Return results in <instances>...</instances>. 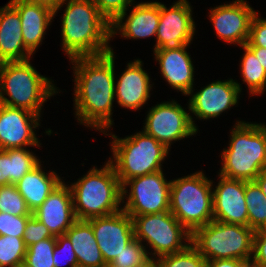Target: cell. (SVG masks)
<instances>
[{"instance_id":"cell-1","label":"cell","mask_w":266,"mask_h":267,"mask_svg":"<svg viewBox=\"0 0 266 267\" xmlns=\"http://www.w3.org/2000/svg\"><path fill=\"white\" fill-rule=\"evenodd\" d=\"M114 51L100 56L69 59L74 71V107L77 120L105 135L113 125L115 100Z\"/></svg>"},{"instance_id":"cell-2","label":"cell","mask_w":266,"mask_h":267,"mask_svg":"<svg viewBox=\"0 0 266 267\" xmlns=\"http://www.w3.org/2000/svg\"><path fill=\"white\" fill-rule=\"evenodd\" d=\"M66 2V3H65ZM67 4L62 14V48L70 59L100 56L111 51V24L92 0H64L56 9Z\"/></svg>"},{"instance_id":"cell-3","label":"cell","mask_w":266,"mask_h":267,"mask_svg":"<svg viewBox=\"0 0 266 267\" xmlns=\"http://www.w3.org/2000/svg\"><path fill=\"white\" fill-rule=\"evenodd\" d=\"M221 176L254 181L266 169V125L236 122L230 143L221 153Z\"/></svg>"},{"instance_id":"cell-4","label":"cell","mask_w":266,"mask_h":267,"mask_svg":"<svg viewBox=\"0 0 266 267\" xmlns=\"http://www.w3.org/2000/svg\"><path fill=\"white\" fill-rule=\"evenodd\" d=\"M70 189L77 220L104 217L122 210V186L109 161L100 169L94 166L71 183Z\"/></svg>"},{"instance_id":"cell-5","label":"cell","mask_w":266,"mask_h":267,"mask_svg":"<svg viewBox=\"0 0 266 267\" xmlns=\"http://www.w3.org/2000/svg\"><path fill=\"white\" fill-rule=\"evenodd\" d=\"M56 93L57 88L51 79L39 74L30 59L0 63L1 104L41 116L43 103Z\"/></svg>"},{"instance_id":"cell-6","label":"cell","mask_w":266,"mask_h":267,"mask_svg":"<svg viewBox=\"0 0 266 267\" xmlns=\"http://www.w3.org/2000/svg\"><path fill=\"white\" fill-rule=\"evenodd\" d=\"M113 141V158L109 162L114 167L121 185L131 178L152 174L162 170V162L169 154L162 143L143 131L125 138L110 133Z\"/></svg>"},{"instance_id":"cell-7","label":"cell","mask_w":266,"mask_h":267,"mask_svg":"<svg viewBox=\"0 0 266 267\" xmlns=\"http://www.w3.org/2000/svg\"><path fill=\"white\" fill-rule=\"evenodd\" d=\"M212 182L202 171L171 180L169 211L191 234L213 221Z\"/></svg>"},{"instance_id":"cell-8","label":"cell","mask_w":266,"mask_h":267,"mask_svg":"<svg viewBox=\"0 0 266 267\" xmlns=\"http://www.w3.org/2000/svg\"><path fill=\"white\" fill-rule=\"evenodd\" d=\"M254 233L249 226L213 220L191 234V244L205 261L248 260L252 258Z\"/></svg>"},{"instance_id":"cell-9","label":"cell","mask_w":266,"mask_h":267,"mask_svg":"<svg viewBox=\"0 0 266 267\" xmlns=\"http://www.w3.org/2000/svg\"><path fill=\"white\" fill-rule=\"evenodd\" d=\"M130 217L133 220L134 238L140 243L148 242L154 251L149 253L153 255L152 258L183 251L191 243V233L170 211Z\"/></svg>"},{"instance_id":"cell-10","label":"cell","mask_w":266,"mask_h":267,"mask_svg":"<svg viewBox=\"0 0 266 267\" xmlns=\"http://www.w3.org/2000/svg\"><path fill=\"white\" fill-rule=\"evenodd\" d=\"M121 186L122 204L125 203L122 210L129 216L162 213L170 209L171 180H166L163 170L131 178ZM125 197L127 202L124 201Z\"/></svg>"},{"instance_id":"cell-11","label":"cell","mask_w":266,"mask_h":267,"mask_svg":"<svg viewBox=\"0 0 266 267\" xmlns=\"http://www.w3.org/2000/svg\"><path fill=\"white\" fill-rule=\"evenodd\" d=\"M143 132L154 137L170 150L171 143L197 134L192 116L175 100L150 108Z\"/></svg>"},{"instance_id":"cell-12","label":"cell","mask_w":266,"mask_h":267,"mask_svg":"<svg viewBox=\"0 0 266 267\" xmlns=\"http://www.w3.org/2000/svg\"><path fill=\"white\" fill-rule=\"evenodd\" d=\"M191 8L187 0H177L170 8L160 2L154 50H172L190 45L196 28Z\"/></svg>"},{"instance_id":"cell-13","label":"cell","mask_w":266,"mask_h":267,"mask_svg":"<svg viewBox=\"0 0 266 267\" xmlns=\"http://www.w3.org/2000/svg\"><path fill=\"white\" fill-rule=\"evenodd\" d=\"M87 221L92 226L106 265L110 264L134 239L133 220L124 210Z\"/></svg>"},{"instance_id":"cell-14","label":"cell","mask_w":266,"mask_h":267,"mask_svg":"<svg viewBox=\"0 0 266 267\" xmlns=\"http://www.w3.org/2000/svg\"><path fill=\"white\" fill-rule=\"evenodd\" d=\"M256 13L247 1L235 0L210 9L209 18L220 40L242 46L249 39L251 21Z\"/></svg>"},{"instance_id":"cell-15","label":"cell","mask_w":266,"mask_h":267,"mask_svg":"<svg viewBox=\"0 0 266 267\" xmlns=\"http://www.w3.org/2000/svg\"><path fill=\"white\" fill-rule=\"evenodd\" d=\"M40 117L28 110L0 103V150L40 147L34 132L40 126Z\"/></svg>"},{"instance_id":"cell-16","label":"cell","mask_w":266,"mask_h":267,"mask_svg":"<svg viewBox=\"0 0 266 267\" xmlns=\"http://www.w3.org/2000/svg\"><path fill=\"white\" fill-rule=\"evenodd\" d=\"M241 89V84L233 79L211 82L198 92L188 94L192 96L188 109L199 119L216 118L238 104Z\"/></svg>"},{"instance_id":"cell-17","label":"cell","mask_w":266,"mask_h":267,"mask_svg":"<svg viewBox=\"0 0 266 267\" xmlns=\"http://www.w3.org/2000/svg\"><path fill=\"white\" fill-rule=\"evenodd\" d=\"M213 188V220L248 226V210L245 200V181L219 175Z\"/></svg>"},{"instance_id":"cell-18","label":"cell","mask_w":266,"mask_h":267,"mask_svg":"<svg viewBox=\"0 0 266 267\" xmlns=\"http://www.w3.org/2000/svg\"><path fill=\"white\" fill-rule=\"evenodd\" d=\"M69 184L61 181L32 215L41 221L53 236L65 234L77 221Z\"/></svg>"},{"instance_id":"cell-19","label":"cell","mask_w":266,"mask_h":267,"mask_svg":"<svg viewBox=\"0 0 266 267\" xmlns=\"http://www.w3.org/2000/svg\"><path fill=\"white\" fill-rule=\"evenodd\" d=\"M126 15L127 12L125 11L111 24V37L118 34L117 32L122 37L133 40L152 36L156 37L160 20V2L136 4L125 19Z\"/></svg>"},{"instance_id":"cell-20","label":"cell","mask_w":266,"mask_h":267,"mask_svg":"<svg viewBox=\"0 0 266 267\" xmlns=\"http://www.w3.org/2000/svg\"><path fill=\"white\" fill-rule=\"evenodd\" d=\"M142 66L141 59L127 63V69L115 80V99L123 108L139 110L150 98L152 84Z\"/></svg>"},{"instance_id":"cell-21","label":"cell","mask_w":266,"mask_h":267,"mask_svg":"<svg viewBox=\"0 0 266 267\" xmlns=\"http://www.w3.org/2000/svg\"><path fill=\"white\" fill-rule=\"evenodd\" d=\"M188 46L172 50H153L163 78L172 88L187 96L193 91L194 84V67L191 55L186 51Z\"/></svg>"},{"instance_id":"cell-22","label":"cell","mask_w":266,"mask_h":267,"mask_svg":"<svg viewBox=\"0 0 266 267\" xmlns=\"http://www.w3.org/2000/svg\"><path fill=\"white\" fill-rule=\"evenodd\" d=\"M18 10L9 2L0 8V63L25 61L33 55L24 45Z\"/></svg>"},{"instance_id":"cell-23","label":"cell","mask_w":266,"mask_h":267,"mask_svg":"<svg viewBox=\"0 0 266 267\" xmlns=\"http://www.w3.org/2000/svg\"><path fill=\"white\" fill-rule=\"evenodd\" d=\"M20 14L22 37L25 47L34 54L42 43L46 30L54 18V12L49 8L27 0L9 1ZM34 52V53H33Z\"/></svg>"},{"instance_id":"cell-24","label":"cell","mask_w":266,"mask_h":267,"mask_svg":"<svg viewBox=\"0 0 266 267\" xmlns=\"http://www.w3.org/2000/svg\"><path fill=\"white\" fill-rule=\"evenodd\" d=\"M41 165L40 162L15 184L31 212L39 208L62 181V178L56 172L49 171V173H46L42 170Z\"/></svg>"},{"instance_id":"cell-25","label":"cell","mask_w":266,"mask_h":267,"mask_svg":"<svg viewBox=\"0 0 266 267\" xmlns=\"http://www.w3.org/2000/svg\"><path fill=\"white\" fill-rule=\"evenodd\" d=\"M78 259V267H106L91 224L77 220L65 233Z\"/></svg>"},{"instance_id":"cell-26","label":"cell","mask_w":266,"mask_h":267,"mask_svg":"<svg viewBox=\"0 0 266 267\" xmlns=\"http://www.w3.org/2000/svg\"><path fill=\"white\" fill-rule=\"evenodd\" d=\"M40 162L27 148L0 150V186L16 184Z\"/></svg>"},{"instance_id":"cell-27","label":"cell","mask_w":266,"mask_h":267,"mask_svg":"<svg viewBox=\"0 0 266 267\" xmlns=\"http://www.w3.org/2000/svg\"><path fill=\"white\" fill-rule=\"evenodd\" d=\"M244 55L241 60V76L246 83L249 93L252 95H261L266 89V70L258 61L254 52L245 44L242 46Z\"/></svg>"},{"instance_id":"cell-28","label":"cell","mask_w":266,"mask_h":267,"mask_svg":"<svg viewBox=\"0 0 266 267\" xmlns=\"http://www.w3.org/2000/svg\"><path fill=\"white\" fill-rule=\"evenodd\" d=\"M248 226L254 231L266 228V197L255 181H245Z\"/></svg>"},{"instance_id":"cell-29","label":"cell","mask_w":266,"mask_h":267,"mask_svg":"<svg viewBox=\"0 0 266 267\" xmlns=\"http://www.w3.org/2000/svg\"><path fill=\"white\" fill-rule=\"evenodd\" d=\"M26 251L23 238L0 235V267H16L23 263Z\"/></svg>"},{"instance_id":"cell-30","label":"cell","mask_w":266,"mask_h":267,"mask_svg":"<svg viewBox=\"0 0 266 267\" xmlns=\"http://www.w3.org/2000/svg\"><path fill=\"white\" fill-rule=\"evenodd\" d=\"M56 236L41 240L27 247L24 263L30 267H54L53 253Z\"/></svg>"},{"instance_id":"cell-31","label":"cell","mask_w":266,"mask_h":267,"mask_svg":"<svg viewBox=\"0 0 266 267\" xmlns=\"http://www.w3.org/2000/svg\"><path fill=\"white\" fill-rule=\"evenodd\" d=\"M0 212L16 216H31L32 212L15 184L0 186Z\"/></svg>"},{"instance_id":"cell-32","label":"cell","mask_w":266,"mask_h":267,"mask_svg":"<svg viewBox=\"0 0 266 267\" xmlns=\"http://www.w3.org/2000/svg\"><path fill=\"white\" fill-rule=\"evenodd\" d=\"M159 267H205V259L190 243L183 251L157 258Z\"/></svg>"},{"instance_id":"cell-33","label":"cell","mask_w":266,"mask_h":267,"mask_svg":"<svg viewBox=\"0 0 266 267\" xmlns=\"http://www.w3.org/2000/svg\"><path fill=\"white\" fill-rule=\"evenodd\" d=\"M149 253L145 246L134 238L109 265L113 267H136L151 258Z\"/></svg>"},{"instance_id":"cell-34","label":"cell","mask_w":266,"mask_h":267,"mask_svg":"<svg viewBox=\"0 0 266 267\" xmlns=\"http://www.w3.org/2000/svg\"><path fill=\"white\" fill-rule=\"evenodd\" d=\"M54 267H62L70 265V267H78V259L69 238L63 234L56 236V245L53 253Z\"/></svg>"},{"instance_id":"cell-35","label":"cell","mask_w":266,"mask_h":267,"mask_svg":"<svg viewBox=\"0 0 266 267\" xmlns=\"http://www.w3.org/2000/svg\"><path fill=\"white\" fill-rule=\"evenodd\" d=\"M29 217L0 212V235L23 238Z\"/></svg>"},{"instance_id":"cell-36","label":"cell","mask_w":266,"mask_h":267,"mask_svg":"<svg viewBox=\"0 0 266 267\" xmlns=\"http://www.w3.org/2000/svg\"><path fill=\"white\" fill-rule=\"evenodd\" d=\"M100 13L112 24L122 13L131 7L134 0H92Z\"/></svg>"},{"instance_id":"cell-37","label":"cell","mask_w":266,"mask_h":267,"mask_svg":"<svg viewBox=\"0 0 266 267\" xmlns=\"http://www.w3.org/2000/svg\"><path fill=\"white\" fill-rule=\"evenodd\" d=\"M52 237L53 235L41 221L36 219L33 215L28 218L23 236L26 247Z\"/></svg>"},{"instance_id":"cell-38","label":"cell","mask_w":266,"mask_h":267,"mask_svg":"<svg viewBox=\"0 0 266 267\" xmlns=\"http://www.w3.org/2000/svg\"><path fill=\"white\" fill-rule=\"evenodd\" d=\"M258 15L256 13L251 21L249 39L246 45L266 48V18H260Z\"/></svg>"},{"instance_id":"cell-39","label":"cell","mask_w":266,"mask_h":267,"mask_svg":"<svg viewBox=\"0 0 266 267\" xmlns=\"http://www.w3.org/2000/svg\"><path fill=\"white\" fill-rule=\"evenodd\" d=\"M252 259L266 267V228L254 233Z\"/></svg>"},{"instance_id":"cell-40","label":"cell","mask_w":266,"mask_h":267,"mask_svg":"<svg viewBox=\"0 0 266 267\" xmlns=\"http://www.w3.org/2000/svg\"><path fill=\"white\" fill-rule=\"evenodd\" d=\"M243 260L239 259H215L206 261L205 267H241Z\"/></svg>"},{"instance_id":"cell-41","label":"cell","mask_w":266,"mask_h":267,"mask_svg":"<svg viewBox=\"0 0 266 267\" xmlns=\"http://www.w3.org/2000/svg\"><path fill=\"white\" fill-rule=\"evenodd\" d=\"M32 3L49 8L51 11L55 12L56 9L63 3L64 0H27Z\"/></svg>"},{"instance_id":"cell-42","label":"cell","mask_w":266,"mask_h":267,"mask_svg":"<svg viewBox=\"0 0 266 267\" xmlns=\"http://www.w3.org/2000/svg\"><path fill=\"white\" fill-rule=\"evenodd\" d=\"M258 58V61L266 70V48L258 47V46H248Z\"/></svg>"},{"instance_id":"cell-43","label":"cell","mask_w":266,"mask_h":267,"mask_svg":"<svg viewBox=\"0 0 266 267\" xmlns=\"http://www.w3.org/2000/svg\"><path fill=\"white\" fill-rule=\"evenodd\" d=\"M254 181L258 184L262 193L266 197V169H263Z\"/></svg>"},{"instance_id":"cell-44","label":"cell","mask_w":266,"mask_h":267,"mask_svg":"<svg viewBox=\"0 0 266 267\" xmlns=\"http://www.w3.org/2000/svg\"><path fill=\"white\" fill-rule=\"evenodd\" d=\"M136 267H159V261L157 258H150L149 260H147L144 264H141L139 266Z\"/></svg>"},{"instance_id":"cell-45","label":"cell","mask_w":266,"mask_h":267,"mask_svg":"<svg viewBox=\"0 0 266 267\" xmlns=\"http://www.w3.org/2000/svg\"><path fill=\"white\" fill-rule=\"evenodd\" d=\"M241 267H263V266L251 258L248 260H243V264Z\"/></svg>"},{"instance_id":"cell-46","label":"cell","mask_w":266,"mask_h":267,"mask_svg":"<svg viewBox=\"0 0 266 267\" xmlns=\"http://www.w3.org/2000/svg\"><path fill=\"white\" fill-rule=\"evenodd\" d=\"M16 267H30V266H28L26 263L23 262L17 265Z\"/></svg>"}]
</instances>
